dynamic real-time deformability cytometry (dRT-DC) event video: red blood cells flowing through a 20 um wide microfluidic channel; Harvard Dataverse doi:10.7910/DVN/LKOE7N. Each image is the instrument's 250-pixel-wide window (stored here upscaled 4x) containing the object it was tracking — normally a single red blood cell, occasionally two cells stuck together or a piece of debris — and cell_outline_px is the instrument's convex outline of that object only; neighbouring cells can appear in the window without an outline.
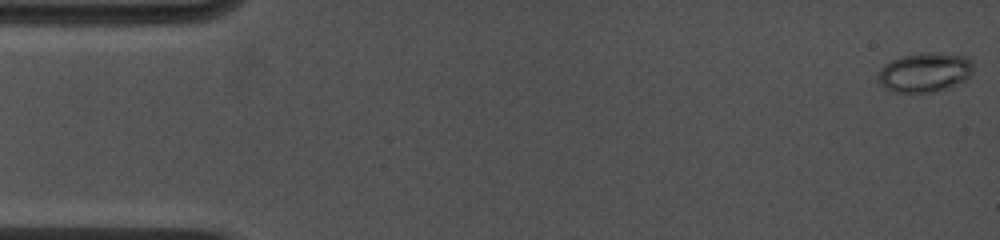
{"species": "common noctule bat (a hibernating species)", "species_latin": "Nyctalus noctula", "temperature_condition": "cold", "stored_images_in_passage": 73, "camera_frame_rate_fps": 4500, "um_per_image_px": 0.085, "animal": {"sex": "female", "body_mass_g": 19.0, "forearm_length_mm": 53.3}, "frame": {"image": 1, "passage_image": 1, "time_ms": 0.0, "image_size_px": [1000, 240], "cell_outline_px": [[972, 76], [964, 80], [936, 92], [892, 92], [884, 88], [876, 80], [876, 76], [880, 68], [884, 64], [900, 56], [920, 52], [940, 52], [968, 56], [972, 60]], "centroid_in_image_um": [78.58, 6.13], "position_along_channel_um": 6.4, "area_um2": 22.37}}
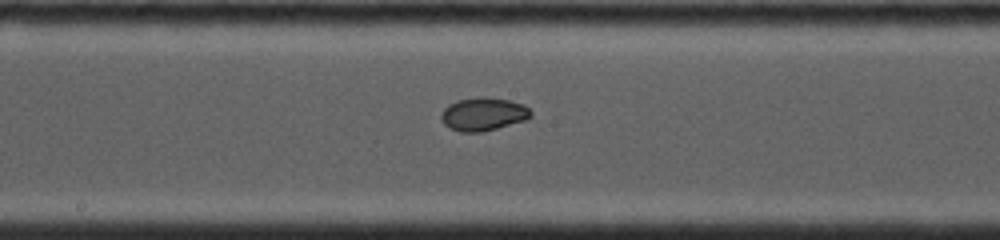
{"frame": {"image": 2, "passage_image": 43, "time_ms": 8.444, "image_size_px": [1000, 240], "cell_outline_px": [[532, 116], [524, 120], [496, 128], [480, 132], [460, 132], [448, 128], [444, 124], [440, 116], [444, 108], [448, 104], [456, 100], [484, 96], [508, 100], [524, 104], [532, 112]], "centroid_in_image_um": [41.05, 9.69], "position_along_channel_um": 207.1, "area_um2": 17.34}}
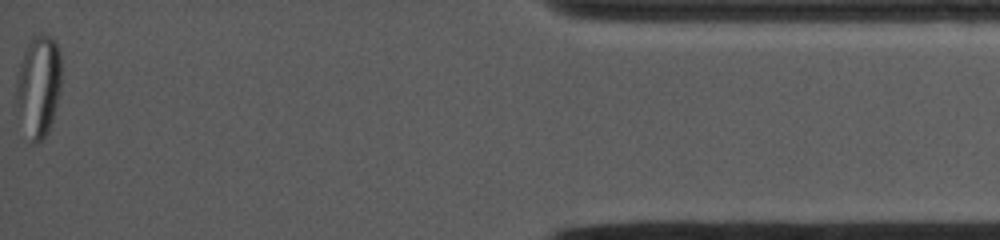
{"frame": {"image": 3, "passage_image": 73, "time_ms": 15.778, "image_size_px": [1000, 240], "cell_outline_px": [[60, 84], [56, 104], [48, 128], [44, 136], [40, 140], [32, 144], [16, 88], [16, 80], [20, 64], [24, 52], [28, 44], [36, 36], [48, 36], [56, 40], [60, 52]], "centroid_in_image_um": [3.32, 7.18], "position_along_channel_um": 431.9, "area_um2": 24.74}, "authors_computed_cell_mechanics": {"area_um2": 18.6694, "velocity_mm_per_s": 3.9682, "shape_relaxation_time_tau1_ms": 8.1748, "shape_relaxation_time_tau2_ms": null, "deformation_change_tau1": 0.1471, "deformation_change_tau2": null}}